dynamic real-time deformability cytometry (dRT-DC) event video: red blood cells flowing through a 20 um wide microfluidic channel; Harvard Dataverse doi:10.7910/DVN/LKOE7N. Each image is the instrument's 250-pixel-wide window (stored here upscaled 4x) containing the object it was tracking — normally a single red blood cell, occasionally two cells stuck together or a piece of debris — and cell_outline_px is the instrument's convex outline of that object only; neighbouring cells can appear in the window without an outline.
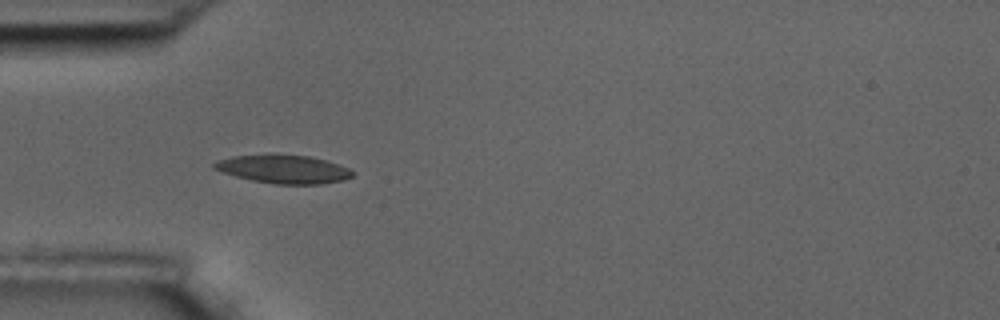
{"species": "common noctule bat (a hibernating species)", "species_latin": "Nyctalus noctula", "temperature_condition": "room temperature", "stored_images_in_passage": 37, "camera_frame_rate_fps": 3000, "um_per_image_px": 0.085, "animal": {"sex": "male", "body_mass_g": 17.5, "forearm_length_mm": 52.3}, "frame": {"image": 1, "passage_image": 4, "time_ms": 1.0, "image_size_px": [1000, 320], "cell_outline_px": [[352, 176], [344, 180], [320, 184], [276, 184], [252, 180], [236, 176], [212, 168], [212, 164], [216, 160], [232, 156], [272, 152], [308, 156], [324, 160], [348, 168], [352, 172]], "centroid_in_image_um": [24.03, 14.34], "position_along_channel_um": 61.0, "area_um2": 23.18}}
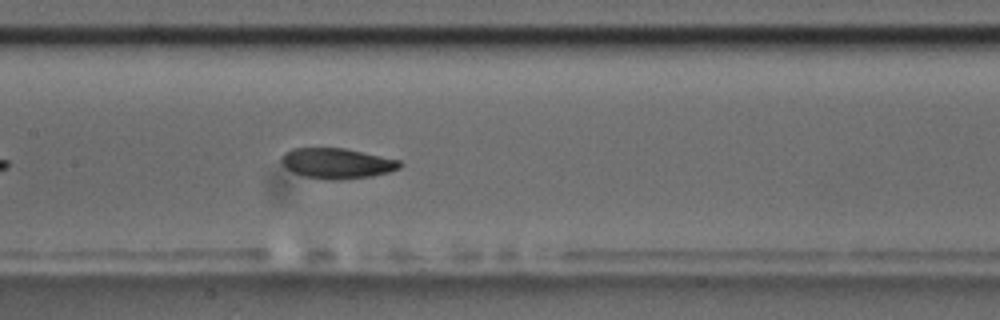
{"frame": {"image": 2, "passage_image": 14, "time_ms": 4.333, "image_size_px": [1000, 320], "cell_outline_px": [[404, 164], [400, 168], [388, 172], [372, 176], [340, 180], [324, 180], [304, 176], [292, 172], [280, 164], [280, 156], [284, 152], [292, 148], [344, 148], [400, 160]], "centroid_in_image_um": [28.6, 13.89], "position_along_channel_um": 178.8, "area_um2": 21.27}}
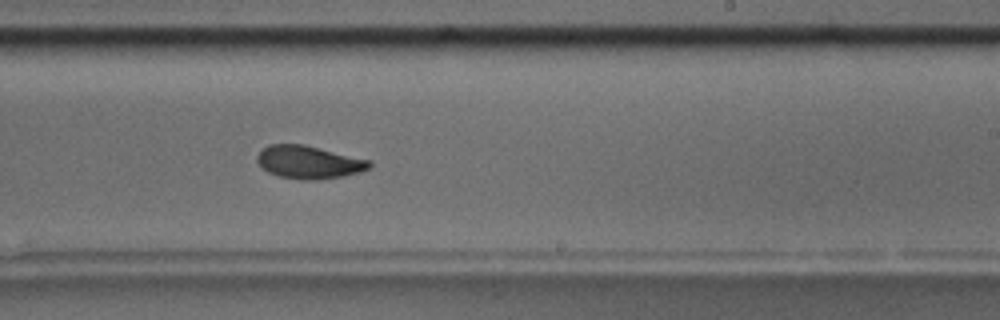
{"frame": {"image": 3, "passage_image": 21, "time_ms": 6.667, "image_size_px": [1000, 320], "cell_outline_px": [[372, 168], [360, 172], [344, 176], [316, 180], [300, 180], [280, 176], [268, 172], [256, 160], [256, 156], [268, 144], [304, 144], [372, 160]], "centroid_in_image_um": [26.31, 13.78], "position_along_channel_um": 262.7, "area_um2": 21.73}, "authors_computed_cell_mechanics": {"area_um2": 21.2704, "velocity_mm_per_s": 3.6157, "shape_relaxation_time_tau1_ms": 4.5174, "shape_relaxation_time_tau2_ms": 3.6972, "deformation_change_tau1": 0.133, "deformation_change_tau2": 0.0752}}